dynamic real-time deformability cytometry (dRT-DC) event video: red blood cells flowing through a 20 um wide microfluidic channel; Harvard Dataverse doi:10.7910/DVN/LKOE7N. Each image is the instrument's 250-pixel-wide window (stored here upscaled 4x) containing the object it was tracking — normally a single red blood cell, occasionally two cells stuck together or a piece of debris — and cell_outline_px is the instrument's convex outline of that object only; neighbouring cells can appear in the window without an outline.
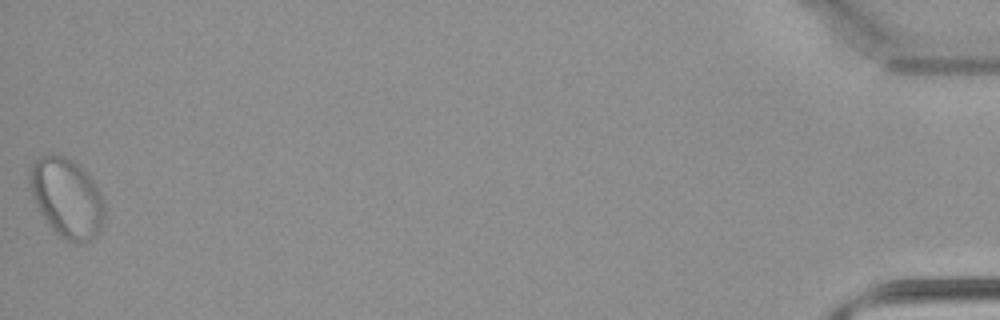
{"species": "common noctule bat (a hibernating species)", "species_latin": "Nyctalus noctula", "temperature_condition": "warm", "stored_images_in_passage": 32, "camera_frame_rate_fps": 3000, "um_per_image_px": 0.085, "animal": {"sex": "male", "body_mass_g": 21.5, "forearm_length_mm": 52.0}, "frame": {"image": 1, "passage_image": 32, "time_ms": 10.333, "image_size_px": [1000, 320], "cell_outline_px": [[104, 216], [100, 228], [88, 240], [80, 244], [68, 240], [60, 236], [44, 220], [32, 196], [28, 180], [28, 172], [32, 164], [40, 156], [52, 152], [64, 156], [72, 160], [100, 188], [104, 200]], "centroid_in_image_um": [5.65, 16.78], "position_along_channel_um": 429.6, "area_um2": 34.51}}